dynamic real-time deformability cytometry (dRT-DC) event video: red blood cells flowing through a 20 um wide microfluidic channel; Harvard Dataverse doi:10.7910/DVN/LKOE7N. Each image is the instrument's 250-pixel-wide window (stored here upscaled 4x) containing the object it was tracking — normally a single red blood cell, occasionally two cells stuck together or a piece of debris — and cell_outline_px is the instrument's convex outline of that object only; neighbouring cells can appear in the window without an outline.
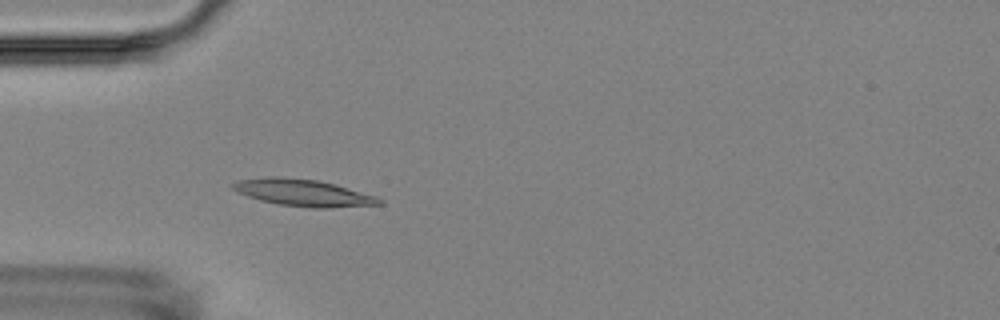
{"species": "Egyptian fruit bat (a non-hibernating species)", "species_latin": "Rousettus aegyptiacus", "temperature_condition": "room temperature", "stored_images_in_passage": 5, "camera_frame_rate_fps": 3000, "um_per_image_px": 0.085, "animal": {"sex": "female"}, "frame": {"image": 1, "passage_image": 5, "time_ms": 5.0, "image_size_px": [1000, 320], "cell_outline_px": [[384, 204], [332, 208], [308, 208], [280, 204], [260, 200], [248, 196], [232, 188], [232, 184], [236, 180], [268, 176], [280, 176], [316, 180], [336, 184], [376, 196], [384, 200]], "centroid_in_image_um": [25.81, 16.38], "position_along_channel_um": 59.2, "area_um2": 23.06}}